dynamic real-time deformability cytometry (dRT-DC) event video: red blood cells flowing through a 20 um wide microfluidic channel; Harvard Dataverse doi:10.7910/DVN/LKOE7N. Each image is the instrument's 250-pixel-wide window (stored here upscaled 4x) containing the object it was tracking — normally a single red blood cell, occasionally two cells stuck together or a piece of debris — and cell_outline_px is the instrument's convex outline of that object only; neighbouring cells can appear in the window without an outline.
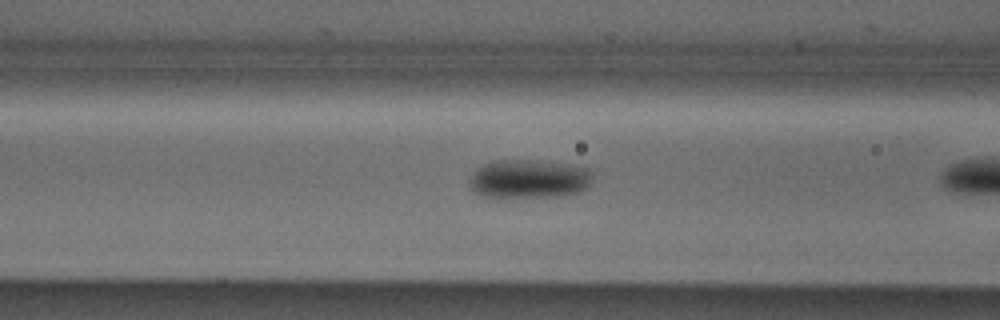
{"species": "Egyptian fruit bat (a non-hibernating species)", "species_latin": "Rousettus aegyptiacus", "temperature_condition": "cold", "stored_images_in_passage": 39, "camera_frame_rate_fps": 3000, "um_per_image_px": 0.085, "animal": {"sex": "male"}, "frame": {"image": 1, "passage_image": 12, "time_ms": 3.667, "image_size_px": [1000, 320], "cell_outline_px": [[592, 180], [588, 188], [580, 192], [556, 196], [496, 200], [484, 196], [476, 192], [468, 184], [468, 180], [476, 168], [484, 164], [496, 160], [536, 160], [572, 164], [592, 168]], "centroid_in_image_um": [44.96, 15.23], "position_along_channel_um": 121.6, "area_um2": 28.96}}
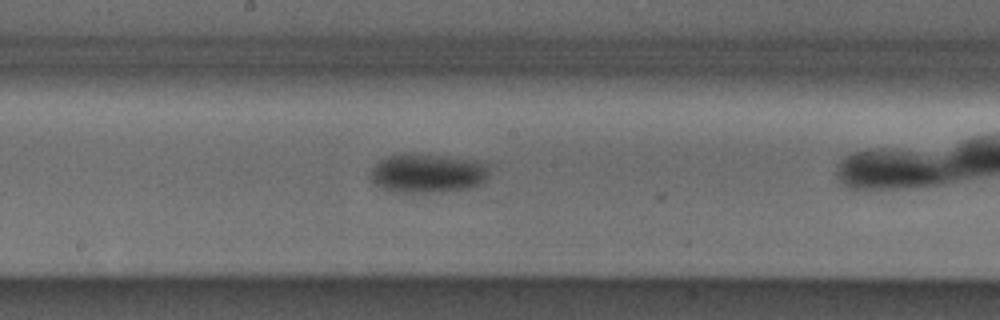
{"frame": {"image": 2, "passage_image": 19, "time_ms": 6.0, "image_size_px": [1000, 320], "cell_outline_px": [[488, 176], [484, 184], [472, 188], [440, 192], [396, 192], [380, 188], [372, 180], [368, 172], [380, 160], [388, 156], [404, 152], [440, 156], [488, 164]], "centroid_in_image_um": [36.31, 14.74], "position_along_channel_um": 211.9, "area_um2": 27.11}}
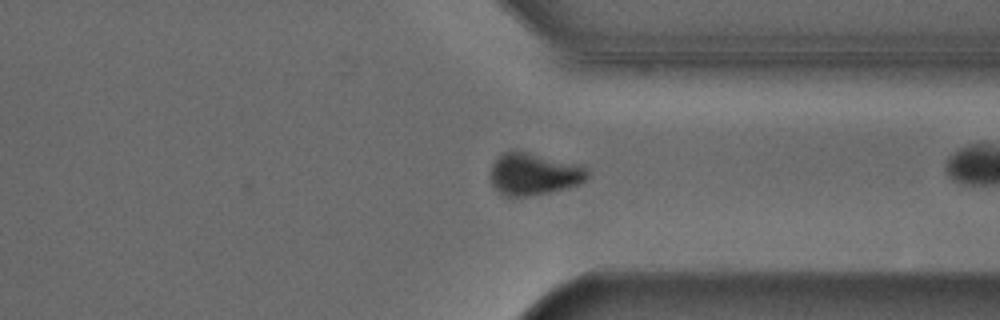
{"frame": {"image": 3, "passage_image": 31, "time_ms": 10.0, "image_size_px": [1000, 320], "cell_outline_px": [[588, 176], [580, 184], [548, 192], [528, 196], [504, 196], [492, 184], [488, 176], [492, 164], [504, 152], [512, 148], [516, 148], [584, 164], [588, 168]], "centroid_in_image_um": [45.39, 14.73], "position_along_channel_um": 366.0, "area_um2": 24.57}, "authors_computed_cell_mechanics": {"area_um2": 26.4724, "velocity_mm_per_s": 3.8639, "shape_relaxation_time_tau1_ms": 1.9655, "shape_relaxation_time_tau2_ms": null, "deformation_change_tau1": 0.0712, "deformation_change_tau2": null}}